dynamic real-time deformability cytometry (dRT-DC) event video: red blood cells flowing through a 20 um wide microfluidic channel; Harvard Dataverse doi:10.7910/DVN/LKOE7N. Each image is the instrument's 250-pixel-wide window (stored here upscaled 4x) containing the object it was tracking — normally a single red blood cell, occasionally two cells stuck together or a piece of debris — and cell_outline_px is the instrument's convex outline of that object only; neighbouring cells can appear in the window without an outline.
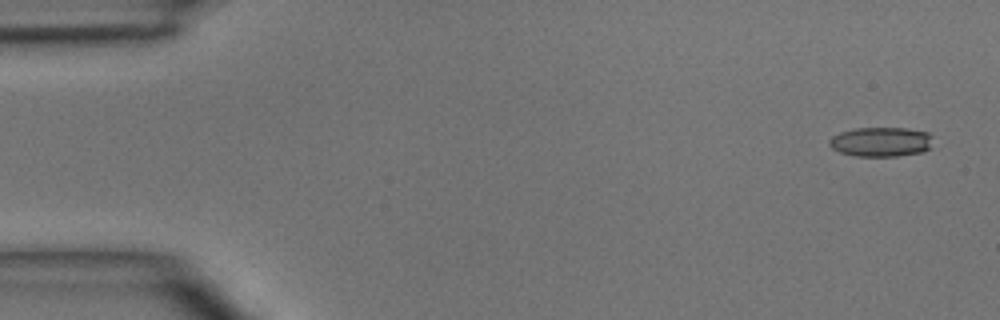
{"species": "common noctule bat (a hibernating species)", "species_latin": "Nyctalus noctula", "temperature_condition": "room temperature", "stored_images_in_passage": 5, "camera_frame_rate_fps": 3000, "um_per_image_px": 0.085, "animal": {"sex": "male", "body_mass_g": 15.6}, "frame": {"image": 1, "passage_image": 1, "time_ms": 0.0, "image_size_px": [1000, 320], "cell_outline_px": [[928, 148], [924, 152], [896, 156], [856, 156], [840, 152], [832, 148], [828, 144], [828, 140], [832, 136], [840, 132], [856, 128], [904, 128], [928, 132]], "centroid_in_image_um": [74.8, 12.06], "position_along_channel_um": 10.2, "area_um2": 17.57}}
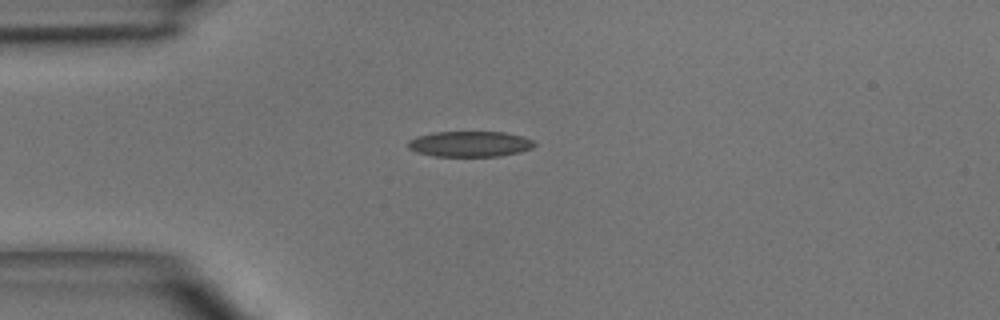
{"frame": {"image": 2, "passage_image": 4, "time_ms": 3.333, "image_size_px": [1000, 320], "cell_outline_px": [[536, 144], [532, 148], [520, 152], [500, 156], [432, 156], [416, 152], [408, 148], [408, 140], [416, 136], [432, 132], [504, 132], [524, 136], [532, 140]], "centroid_in_image_um": [39.93, 12.23], "position_along_channel_um": 45.1, "area_um2": 19.02}}